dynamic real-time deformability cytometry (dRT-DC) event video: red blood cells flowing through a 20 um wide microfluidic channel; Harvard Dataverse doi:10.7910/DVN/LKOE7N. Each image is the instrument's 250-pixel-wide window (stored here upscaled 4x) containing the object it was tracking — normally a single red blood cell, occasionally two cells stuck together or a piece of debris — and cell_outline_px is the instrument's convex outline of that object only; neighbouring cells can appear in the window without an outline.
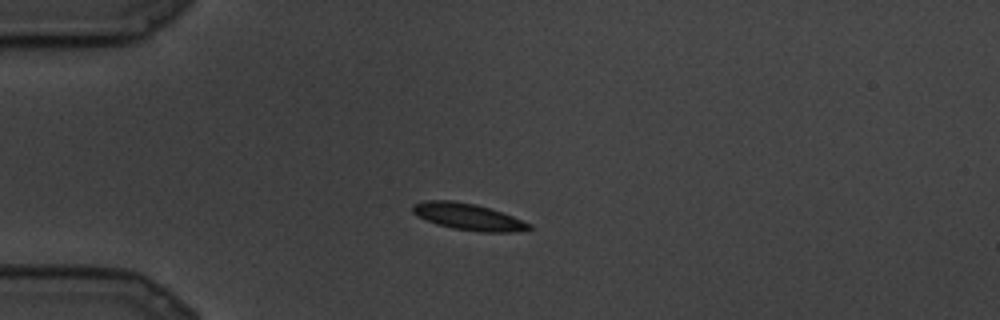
{"species": "common noctule bat (a hibernating species)", "species_latin": "Nyctalus noctula", "temperature_condition": "cold", "stored_images_in_passage": 4, "camera_frame_rate_fps": 3000, "um_per_image_px": 0.085, "animal": {"sex": "male", "body_mass_g": 19.5, "forearm_length_mm": 54.6}, "frame": {"image": 1, "passage_image": 1, "time_ms": 0.0, "image_size_px": [1000, 320], "cell_outline_px": [[532, 228], [512, 232], [480, 232], [452, 228], [436, 224], [412, 212], [412, 204], [424, 200], [452, 200], [476, 204], [504, 212], [532, 224]], "centroid_in_image_um": [39.81, 18.41], "position_along_channel_um": 45.2, "area_um2": 18.15}}
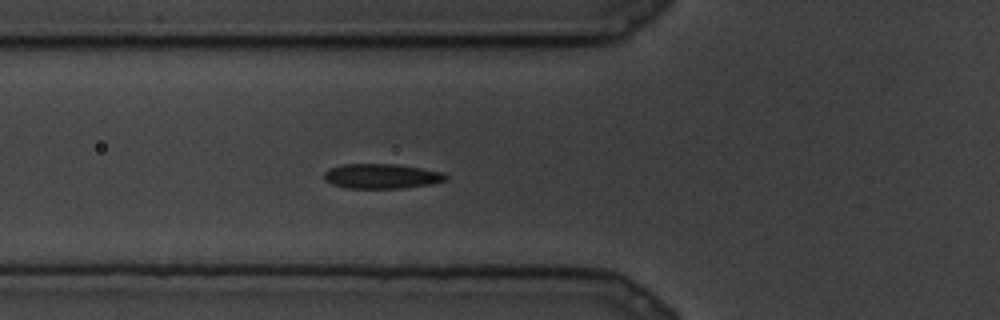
{"frame": {"image": 2, "passage_image": 4, "time_ms": 1.0, "image_size_px": [1000, 320], "cell_outline_px": [[448, 180], [432, 184], [404, 188], [348, 188], [332, 184], [324, 180], [324, 172], [328, 168], [344, 164], [396, 164], [444, 172], [448, 176]], "centroid_in_image_um": [32.45, 14.97], "position_along_channel_um": 93.3, "area_um2": 17.74}}